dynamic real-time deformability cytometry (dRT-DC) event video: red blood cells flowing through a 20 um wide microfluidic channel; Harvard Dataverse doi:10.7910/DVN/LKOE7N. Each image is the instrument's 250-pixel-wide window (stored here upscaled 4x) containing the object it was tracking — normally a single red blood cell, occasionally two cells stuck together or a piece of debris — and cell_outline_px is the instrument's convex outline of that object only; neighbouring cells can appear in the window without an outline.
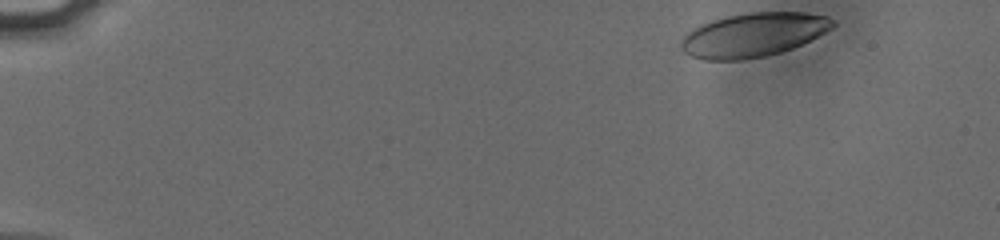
{"species": "human", "species_latin": "Homo sapiens", "temperature_condition": "cold", "stored_images_in_passage": 50, "camera_frame_rate_fps": 3000, "um_per_image_px": 0.085, "donor": {"sex": "male"}, "frame": {"image": 1, "passage_image": 1, "time_ms": 0.0, "image_size_px": [1000, 240], "cell_outline_px": [[836, 24], [832, 28], [812, 40], [792, 48], [780, 52], [764, 56], [744, 60], [704, 60], [692, 56], [684, 52], [680, 44], [684, 36], [692, 28], [700, 24], [712, 20], [728, 16], [748, 12], [804, 12], [828, 16]], "centroid_in_image_um": [64.04, 2.96], "position_along_channel_um": 21.0, "area_um2": 38.9}}
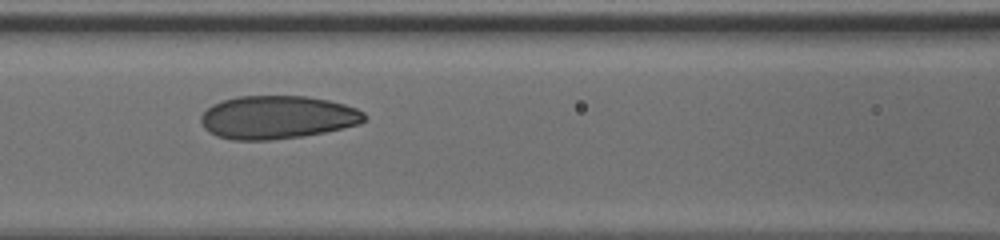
{"frame": {"image": 2, "passage_image": 21, "time_ms": 6.667, "image_size_px": [1000, 240], "cell_outline_px": [[364, 120], [360, 124], [324, 132], [300, 136], [268, 140], [232, 140], [216, 136], [208, 132], [204, 128], [200, 120], [200, 116], [212, 104], [236, 96], [304, 96], [328, 100], [344, 104], [356, 108], [364, 112]], "centroid_in_image_um": [23.53, 9.97], "position_along_channel_um": 143.1, "area_um2": 41.04}}
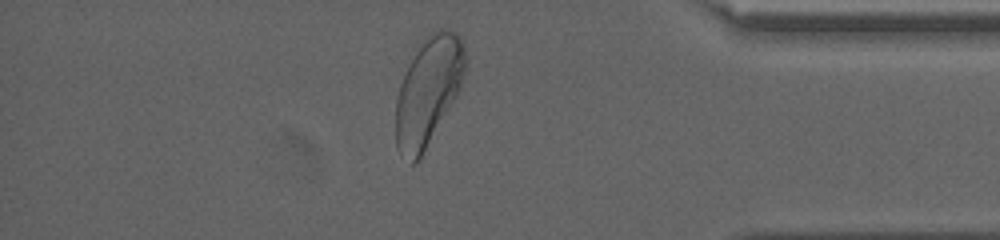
{"frame": {"image": 3, "passage_image": 43, "time_ms": 14.0, "image_size_px": [1000, 240], "cell_outline_px": [[468, 68], [460, 88], [456, 96], [416, 164], [412, 164], [396, 148], [396, 100], [400, 84], [404, 72], [408, 64], [416, 52], [428, 36], [436, 28], [448, 28], [456, 32], [460, 36], [464, 44], [468, 64]], "centroid_in_image_um": [36.44, 7.69], "position_along_channel_um": 398.8, "area_um2": 43.75}, "authors_computed_cell_mechanics": {"area_um2": 40.9224, "velocity_mm_per_s": 3.7988, "shape_relaxation_time_tau1_ms": 5.178, "shape_relaxation_time_tau2_ms": 1.1936, "deformation_change_tau1": 0.1484, "deformation_change_tau2": 0.0608}}